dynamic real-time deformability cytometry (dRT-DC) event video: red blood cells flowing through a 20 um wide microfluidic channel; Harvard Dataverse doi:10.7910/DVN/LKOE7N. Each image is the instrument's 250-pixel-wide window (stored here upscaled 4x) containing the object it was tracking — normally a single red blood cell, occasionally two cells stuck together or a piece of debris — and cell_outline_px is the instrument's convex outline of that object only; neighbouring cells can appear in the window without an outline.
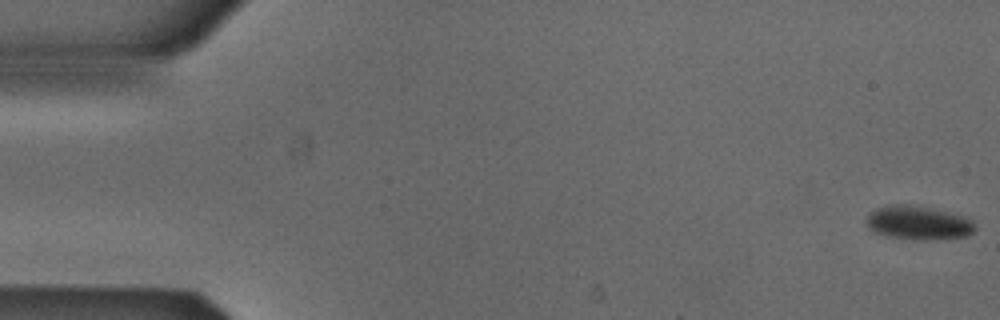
{"species": "Egyptian fruit bat (a non-hibernating species)", "species_latin": "Rousettus aegyptiacus", "temperature_condition": "cold", "stored_images_in_passage": 54, "segment_of_instrument_passage": [1, 2], "camera_frame_rate_fps": 3000, "um_per_image_px": 0.085, "animal": {"sex": "male"}, "frame": {"image": 1, "passage_image": 1, "time_ms": 0.0, "image_size_px": [1000, 320], "cell_outline_px": [[976, 228], [968, 236], [928, 240], [888, 236], [876, 232], [868, 224], [868, 212], [876, 208], [888, 204], [908, 204], [932, 208], [964, 216], [972, 220]], "centroid_in_image_um": [78.09, 18.91], "position_along_channel_um": 6.9, "area_um2": 21.15}}
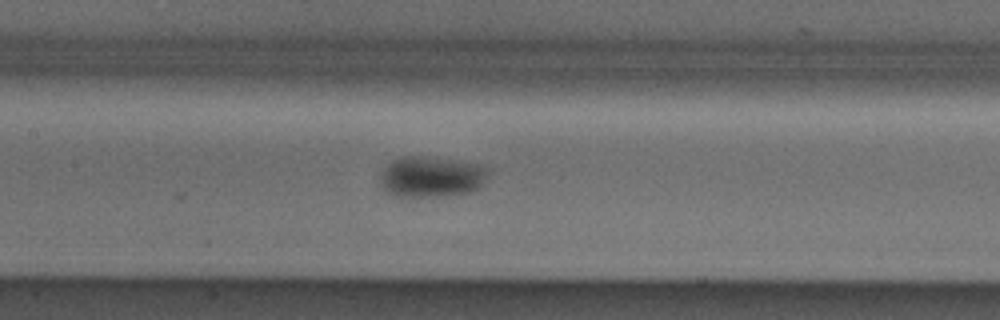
{"frame": {"image": 2, "passage_image": 25, "time_ms": 8.0, "image_size_px": [1000, 320], "cell_outline_px": [[492, 168], [480, 188], [468, 192], [444, 196], [392, 196], [380, 188], [380, 172], [392, 160], [400, 156], [436, 156], [460, 160], [480, 164]], "centroid_in_image_um": [36.67, 15.0], "position_along_channel_um": 170.7, "area_um2": 26.53}}
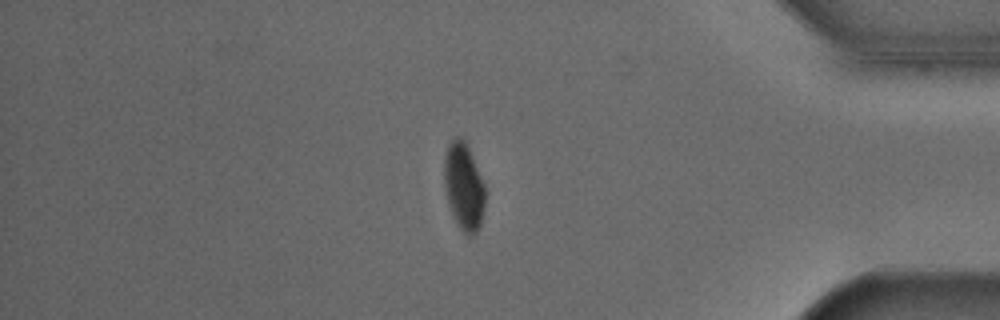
{"frame": {"image": 3, "passage_image": 45, "time_ms": 14.667, "image_size_px": [1000, 320], "cell_outline_px": [[484, 204], [480, 224], [476, 232], [472, 236], [468, 236], [460, 228], [448, 204], [444, 188], [444, 156], [448, 144], [456, 136], [460, 136], [464, 140], [468, 148], [484, 184]], "centroid_in_image_um": [39.39, 15.84], "position_along_channel_um": 395.8, "area_um2": 20.46}}